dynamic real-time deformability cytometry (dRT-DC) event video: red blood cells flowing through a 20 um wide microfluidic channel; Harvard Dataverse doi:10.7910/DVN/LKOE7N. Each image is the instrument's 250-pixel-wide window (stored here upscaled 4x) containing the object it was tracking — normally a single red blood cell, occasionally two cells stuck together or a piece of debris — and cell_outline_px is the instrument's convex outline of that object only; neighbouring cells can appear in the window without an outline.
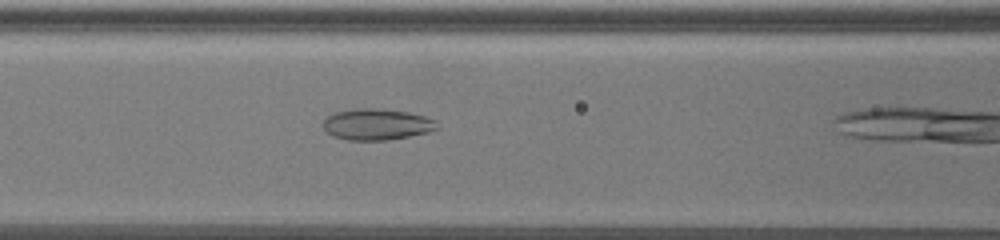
{"species": "common noctule bat (a hibernating species)", "species_latin": "Nyctalus noctula", "temperature_condition": "warm", "stored_images_in_passage": 12, "camera_frame_rate_fps": 3000, "um_per_image_px": 0.085, "animal": {"sex": "female", "body_mass_g": 19.5, "forearm_length_mm": 54.1}, "frame": {"image": 1, "passage_image": 4, "time_ms": 1.0, "image_size_px": [1000, 240], "cell_outline_px": [[440, 128], [428, 132], [388, 140], [348, 140], [332, 136], [324, 128], [324, 120], [332, 112], [356, 108], [376, 108], [408, 112], [424, 116], [436, 120]], "centroid_in_image_um": [32.03, 10.56], "position_along_channel_um": 134.6, "area_um2": 20.81}}
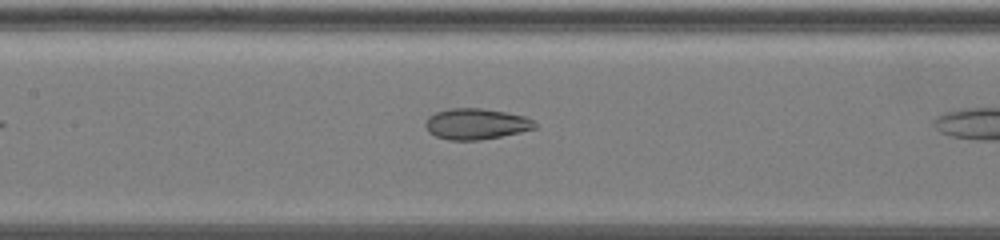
{"frame": {"image": 2, "passage_image": 7, "time_ms": 2.0, "image_size_px": [1000, 240], "cell_outline_px": [[536, 128], [520, 132], [480, 140], [448, 140], [436, 136], [428, 132], [424, 124], [428, 116], [436, 112], [448, 108], [480, 108], [504, 112], [524, 116], [532, 120], [536, 124]], "centroid_in_image_um": [40.42, 10.53], "position_along_channel_um": 167.0, "area_um2": 19.65}}
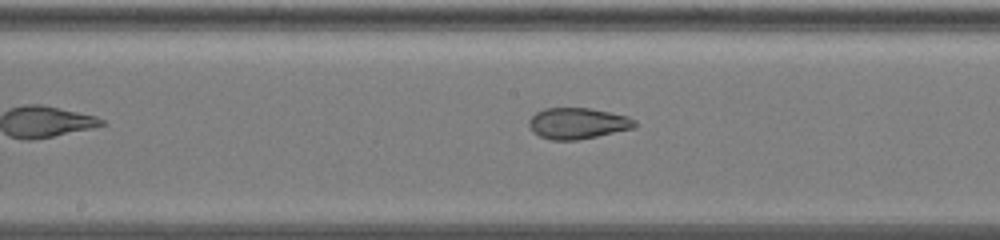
{"frame": {"image": 3, "passage_image": 10, "time_ms": 3.0, "image_size_px": [1000, 240], "cell_outline_px": [[636, 128], [576, 140], [552, 140], [540, 136], [532, 132], [528, 124], [528, 120], [536, 112], [544, 108], [588, 108], [628, 116], [636, 120]], "centroid_in_image_um": [49.09, 10.48], "position_along_channel_um": 199.1, "area_um2": 19.19}}